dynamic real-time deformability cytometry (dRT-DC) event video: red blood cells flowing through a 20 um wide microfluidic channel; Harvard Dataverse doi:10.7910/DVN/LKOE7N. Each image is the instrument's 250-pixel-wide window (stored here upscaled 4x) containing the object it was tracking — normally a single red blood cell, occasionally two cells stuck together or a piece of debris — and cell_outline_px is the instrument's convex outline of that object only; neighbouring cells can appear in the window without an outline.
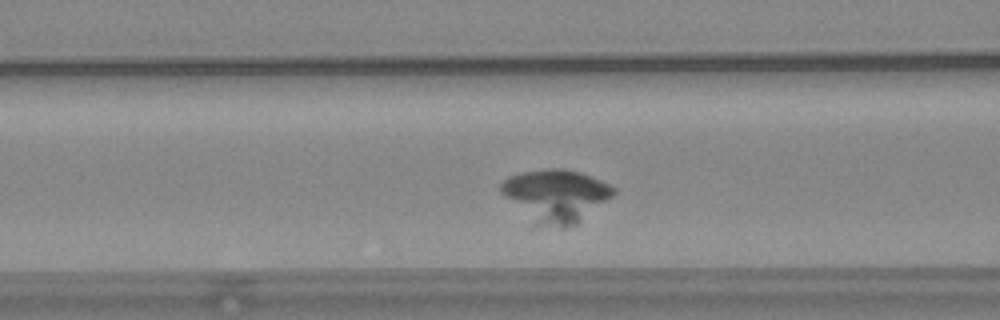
{"species": "common noctule bat (a hibernating species)", "species_latin": "Nyctalus noctula", "temperature_condition": "warm", "stored_images_in_passage": 51, "camera_frame_rate_fps": 3000, "um_per_image_px": 0.085, "animal": {"sex": "female", "body_mass_g": 24.6, "forearm_length_mm": 56.2}, "frame": {"image": 1, "passage_image": 17, "time_ms": 5.333, "image_size_px": [1000, 320], "cell_outline_px": [[616, 192], [612, 196], [576, 224], [564, 228], [560, 228], [544, 220], [500, 192], [500, 184], [508, 176], [520, 172], [544, 168], [564, 168], [580, 172], [592, 176], [616, 188]], "centroid_in_image_um": [47.37, 16.5], "position_along_channel_um": 119.2, "area_um2": 32.25}}
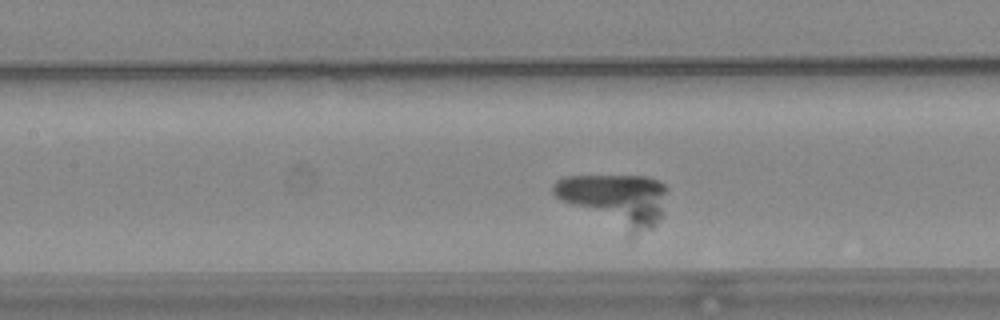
{"frame": {"image": 2, "passage_image": 20, "time_ms": 6.333, "image_size_px": [1000, 320], "cell_outline_px": [[668, 188], [660, 216], [652, 228], [632, 236], [628, 236], [556, 196], [552, 192], [552, 184], [556, 180], [564, 176], [648, 176], [660, 180]], "centroid_in_image_um": [52.34, 16.97], "position_along_channel_um": 155.1, "area_um2": 34.39}}
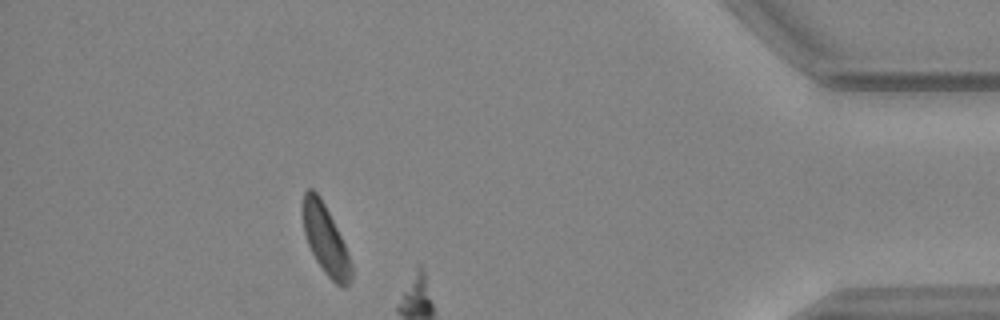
{"frame": {"image": 3, "passage_image": 45, "time_ms": 14.667, "image_size_px": [1000, 320], "cell_outline_px": [[352, 280], [344, 288], [340, 288], [324, 272], [316, 260], [308, 244], [304, 232], [300, 208], [300, 204], [304, 192], [308, 188], [312, 188], [320, 196], [344, 244], [352, 264]], "centroid_in_image_um": [27.63, 20.35], "position_along_channel_um": 407.6, "area_um2": 19.71}}